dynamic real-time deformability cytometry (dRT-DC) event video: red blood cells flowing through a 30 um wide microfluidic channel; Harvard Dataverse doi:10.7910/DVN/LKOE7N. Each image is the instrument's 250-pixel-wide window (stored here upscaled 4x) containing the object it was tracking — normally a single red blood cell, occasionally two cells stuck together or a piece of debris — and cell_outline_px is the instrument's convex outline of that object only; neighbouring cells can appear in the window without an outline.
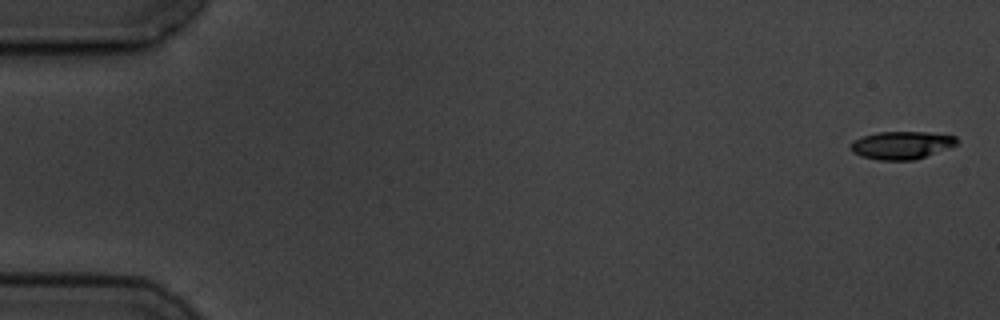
{"species": "common noctule bat (a hibernating species)", "species_latin": "Nyctalus noctula", "temperature_condition": "cold", "stored_images_in_passage": 6, "camera_frame_rate_fps": 3000, "um_per_image_px": 0.085, "animal": {"sex": "male", "body_mass_g": 19.5, "forearm_length_mm": 54.6}, "frame": {"image": 1, "passage_image": 1, "time_ms": 0.0, "image_size_px": [1000, 320], "cell_outline_px": [[960, 140], [956, 144], [948, 148], [916, 160], [876, 160], [860, 156], [852, 152], [852, 140], [860, 136], [876, 132], [928, 132], [956, 136]], "centroid_in_image_um": [76.62, 12.34], "position_along_channel_um": 8.4, "area_um2": 17.4}}
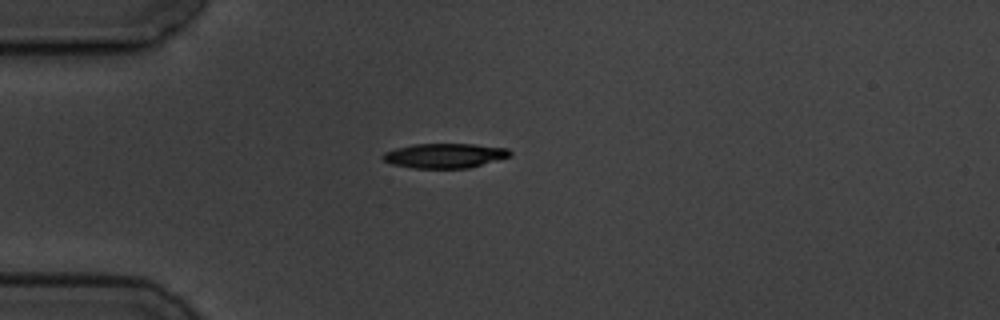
{"frame": {"image": 2, "passage_image": 5, "time_ms": 4.667, "image_size_px": [1000, 320], "cell_outline_px": [[512, 156], [468, 168], [412, 168], [392, 164], [384, 160], [380, 156], [384, 152], [396, 148], [416, 144], [472, 144], [508, 148], [512, 152]], "centroid_in_image_um": [37.81, 13.23], "position_along_channel_um": 47.2, "area_um2": 18.26}}